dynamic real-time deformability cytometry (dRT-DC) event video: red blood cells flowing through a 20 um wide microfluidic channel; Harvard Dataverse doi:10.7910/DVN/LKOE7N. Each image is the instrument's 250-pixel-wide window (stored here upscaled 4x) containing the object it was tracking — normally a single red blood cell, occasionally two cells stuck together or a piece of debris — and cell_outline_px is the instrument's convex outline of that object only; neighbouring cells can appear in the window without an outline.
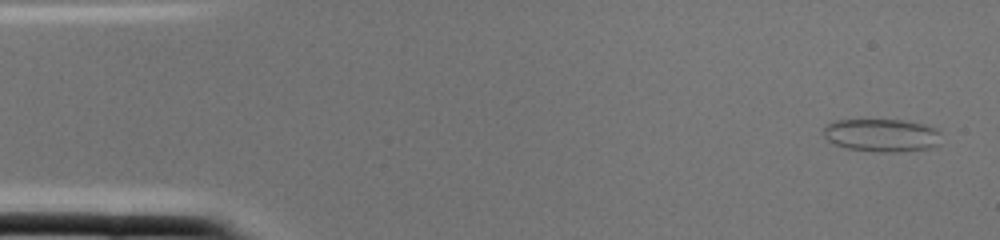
{"species": "common noctule bat (a hibernating species)", "species_latin": "Nyctalus noctula", "temperature_condition": "cold", "stored_images_in_passage": 2, "camera_frame_rate_fps": 3000, "um_per_image_px": 0.085, "animal": {"sex": "female", "body_mass_g": 22.0, "forearm_length_mm": 56.7}, "frame": {"image": 1, "passage_image": 1, "time_ms": 0.0, "image_size_px": [1000, 240], "cell_outline_px": [[940, 132], [936, 144], [932, 148], [896, 152], [880, 152], [848, 148], [836, 144], [828, 140], [824, 136], [824, 128], [828, 124], [836, 120], [900, 120], [924, 124], [936, 128]], "centroid_in_image_um": [74.95, 11.49], "position_along_channel_um": 10.1, "area_um2": 22.31}}
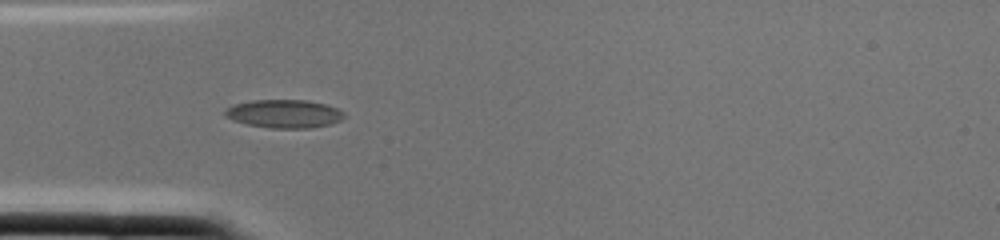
{"frame": {"image": 2, "passage_image": 2, "time_ms": 0.333, "image_size_px": [1000, 240], "cell_outline_px": [[344, 116], [340, 120], [332, 124], [308, 128], [272, 128], [248, 124], [232, 120], [224, 116], [224, 108], [232, 104], [252, 100], [308, 100], [324, 104], [336, 108], [344, 112]], "centroid_in_image_um": [24.11, 9.66], "position_along_channel_um": 60.9, "area_um2": 19.71}}